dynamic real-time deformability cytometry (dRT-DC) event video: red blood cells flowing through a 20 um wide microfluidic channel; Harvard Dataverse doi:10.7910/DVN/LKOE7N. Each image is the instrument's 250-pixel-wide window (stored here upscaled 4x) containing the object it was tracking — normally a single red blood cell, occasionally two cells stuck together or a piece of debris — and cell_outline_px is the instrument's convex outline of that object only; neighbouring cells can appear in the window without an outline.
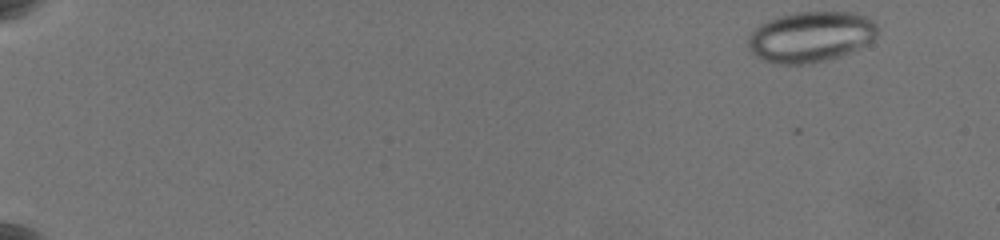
{"species": "common noctule bat (a hibernating species)", "species_latin": "Nyctalus noctula", "temperature_condition": "warm", "stored_images_in_passage": 12, "camera_frame_rate_fps": 3000, "um_per_image_px": 0.085, "animal": {"sex": "female", "body_mass_g": 19.5, "forearm_length_mm": 54.1}, "frame": {"image": 1, "passage_image": 1, "time_ms": 0.0, "image_size_px": [1000, 240], "cell_outline_px": [[876, 36], [872, 40], [860, 48], [840, 56], [824, 60], [804, 64], [776, 64], [764, 60], [756, 56], [748, 48], [748, 36], [760, 24], [768, 20], [780, 16], [796, 12], [852, 12], [864, 16], [872, 20], [876, 24]], "centroid_in_image_um": [68.89, 3.13], "position_along_channel_um": 16.1, "area_um2": 37.97}}